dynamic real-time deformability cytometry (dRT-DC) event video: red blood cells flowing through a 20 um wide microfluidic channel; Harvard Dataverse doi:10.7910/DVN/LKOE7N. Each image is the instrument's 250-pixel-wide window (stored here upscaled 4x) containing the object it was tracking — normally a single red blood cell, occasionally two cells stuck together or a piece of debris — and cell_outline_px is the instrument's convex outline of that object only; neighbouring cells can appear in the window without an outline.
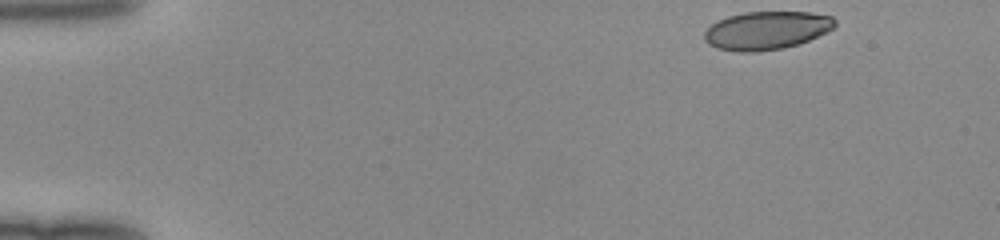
{"species": "human", "species_latin": "Homo sapiens", "temperature_condition": "room temperature", "stored_images_in_passage": 44, "camera_frame_rate_fps": 3000, "um_per_image_px": 0.085, "donor": {"sex": "female"}, "frame": {"image": 1, "passage_image": 1, "time_ms": 0.0, "image_size_px": [1000, 240], "cell_outline_px": [[836, 24], [832, 28], [808, 40], [796, 44], [780, 48], [756, 52], [740, 52], [716, 48], [708, 44], [704, 40], [704, 32], [716, 20], [728, 16], [744, 12], [812, 12], [832, 16], [836, 20]], "centroid_in_image_um": [65.11, 2.57], "position_along_channel_um": 19.9, "area_um2": 28.96}}
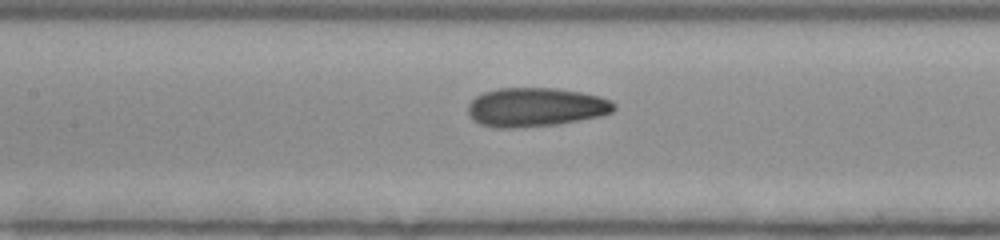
{"frame": {"image": 2, "passage_image": 19, "time_ms": 6.0, "image_size_px": [1000, 240], "cell_outline_px": [[616, 108], [612, 112], [600, 116], [556, 124], [512, 128], [492, 128], [480, 124], [472, 120], [468, 112], [468, 104], [476, 96], [484, 92], [496, 88], [556, 88], [580, 92], [600, 96], [612, 100], [616, 104]], "centroid_in_image_um": [45.52, 9.11], "position_along_channel_um": 161.9, "area_um2": 33.29}}
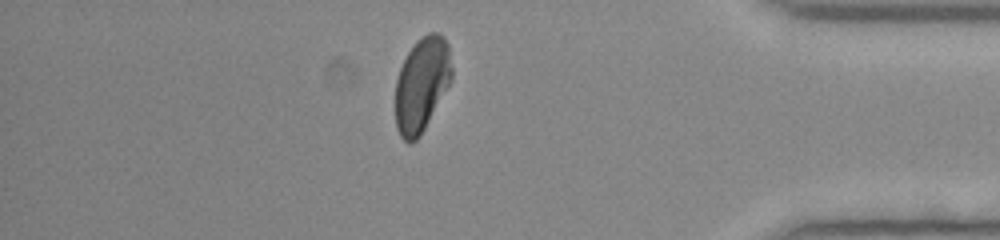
{"frame": {"image": 3, "passage_image": 38, "time_ms": 12.333, "image_size_px": [1000, 240], "cell_outline_px": [[452, 80], [420, 136], [412, 144], [408, 144], [400, 136], [396, 128], [396, 80], [400, 68], [408, 52], [416, 40], [420, 36], [428, 32], [440, 32], [444, 36], [448, 44], [452, 68]], "centroid_in_image_um": [35.86, 7.16], "position_along_channel_um": 399.3, "area_um2": 31.27}}